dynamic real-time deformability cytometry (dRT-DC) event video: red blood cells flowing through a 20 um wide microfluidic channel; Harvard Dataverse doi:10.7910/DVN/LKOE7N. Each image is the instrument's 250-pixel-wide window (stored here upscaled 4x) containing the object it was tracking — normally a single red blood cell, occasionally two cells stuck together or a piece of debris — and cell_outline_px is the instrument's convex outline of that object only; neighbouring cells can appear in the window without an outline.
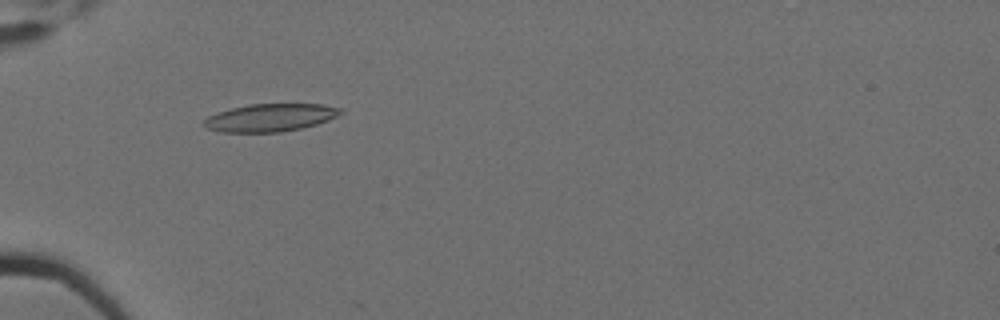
{"species": "Egyptian fruit bat (a non-hibernating species)", "species_latin": "Rousettus aegyptiacus", "temperature_condition": "cold", "stored_images_in_passage": 6, "camera_frame_rate_fps": 3000, "um_per_image_px": 0.085, "animal": {"sex": "female"}, "frame": {"image": 1, "passage_image": 6, "time_ms": 1.667, "image_size_px": [1000, 320], "cell_outline_px": [[344, 112], [328, 120], [316, 124], [300, 128], [280, 132], [220, 132], [208, 128], [204, 124], [204, 120], [208, 116], [216, 112], [248, 104], [324, 104], [340, 108]], "centroid_in_image_um": [22.97, 9.99], "position_along_channel_um": 62.0, "area_um2": 21.96}}